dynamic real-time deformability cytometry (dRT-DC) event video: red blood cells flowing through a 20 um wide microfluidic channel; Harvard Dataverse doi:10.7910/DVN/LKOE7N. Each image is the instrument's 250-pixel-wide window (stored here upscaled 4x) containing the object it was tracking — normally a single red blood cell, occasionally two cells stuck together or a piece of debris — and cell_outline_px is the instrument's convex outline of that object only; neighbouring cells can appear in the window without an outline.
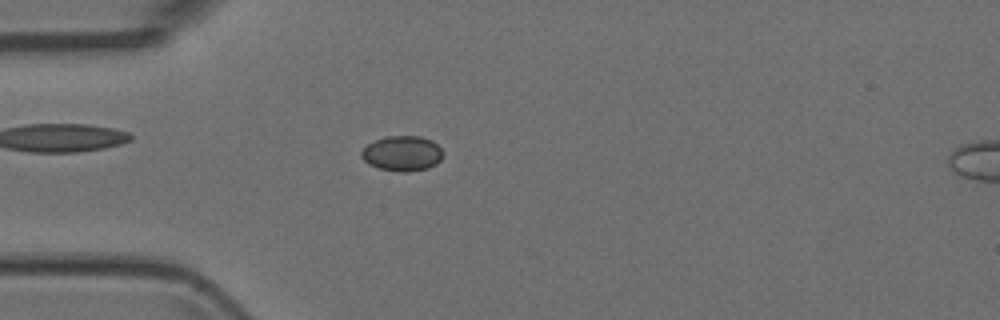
{"species": "Egyptian fruit bat (a non-hibernating species)", "species_latin": "Rousettus aegyptiacus", "temperature_condition": "room temperature", "stored_images_in_passage": 4, "camera_frame_rate_fps": 3000, "um_per_image_px": 0.085, "animal": {"sex": "female"}, "frame": {"image": 1, "passage_image": 3, "time_ms": 0.667, "image_size_px": [1000, 320], "cell_outline_px": [[444, 156], [436, 164], [428, 168], [408, 172], [400, 172], [380, 168], [368, 164], [360, 156], [360, 152], [368, 144], [384, 136], [420, 136], [432, 140], [444, 152]], "centroid_in_image_um": [34.2, 13.04], "position_along_channel_um": 50.8, "area_um2": 16.82}}